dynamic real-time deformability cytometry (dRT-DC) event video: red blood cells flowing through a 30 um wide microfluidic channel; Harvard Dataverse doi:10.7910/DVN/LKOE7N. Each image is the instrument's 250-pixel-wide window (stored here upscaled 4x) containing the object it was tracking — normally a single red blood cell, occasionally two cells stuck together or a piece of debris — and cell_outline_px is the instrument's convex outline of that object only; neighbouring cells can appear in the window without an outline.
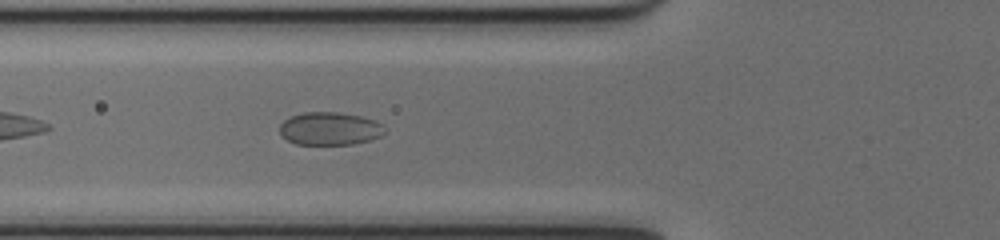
{"species": "common noctule bat (a hibernating species)", "species_latin": "Nyctalus noctula", "temperature_condition": "cold", "stored_images_in_passage": 34, "camera_frame_rate_fps": 3000, "um_per_image_px": 0.085, "animal": {"sex": "female", "body_mass_g": 17.0, "forearm_length_mm": 48.0}, "frame": {"image": 1, "passage_image": 6, "time_ms": 1.667, "image_size_px": [1000, 240], "cell_outline_px": [[384, 132], [380, 136], [368, 140], [352, 144], [296, 144], [288, 140], [280, 132], [280, 124], [284, 120], [292, 116], [304, 112], [336, 112], [360, 116], [372, 120], [380, 124]], "centroid_in_image_um": [27.99, 10.93], "position_along_channel_um": 97.8, "area_um2": 19.71}}
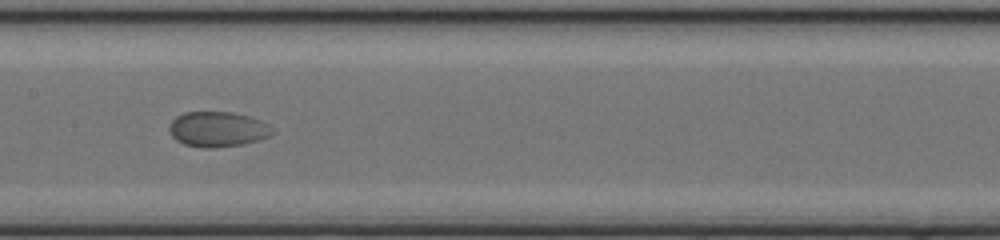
{"frame": {"image": 2, "passage_image": 13, "time_ms": 4.0, "image_size_px": [1000, 240], "cell_outline_px": [[272, 132], [268, 136], [256, 140], [240, 144], [208, 148], [204, 148], [184, 144], [176, 140], [172, 136], [168, 128], [172, 120], [176, 116], [184, 112], [232, 112], [248, 116], [260, 120]], "centroid_in_image_um": [18.4, 10.97], "position_along_channel_um": 189.0, "area_um2": 20.63}}
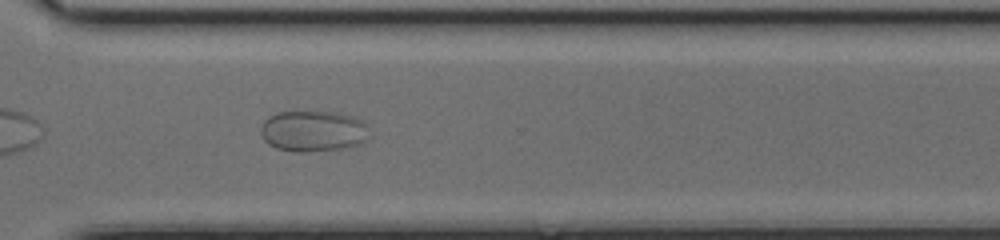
{"frame": {"image": 3, "passage_image": 25, "time_ms": 8.0, "image_size_px": [1000, 240], "cell_outline_px": [[364, 140], [360, 144], [340, 148], [308, 152], [292, 152], [276, 148], [268, 144], [264, 140], [260, 132], [260, 128], [264, 120], [280, 112], [332, 112], [348, 116], [360, 120], [364, 124]], "centroid_in_image_um": [26.5, 11.16], "position_along_channel_um": 344.1, "area_um2": 25.26}, "authors_computed_cell_mechanics": {"area_um2": 20.9814, "velocity_mm_per_s": 3.888, "shape_relaxation_time_tau1_ms": 6.2893, "shape_relaxation_time_tau2_ms": null, "deformation_change_tau1": 0.0826, "deformation_change_tau2": null}}